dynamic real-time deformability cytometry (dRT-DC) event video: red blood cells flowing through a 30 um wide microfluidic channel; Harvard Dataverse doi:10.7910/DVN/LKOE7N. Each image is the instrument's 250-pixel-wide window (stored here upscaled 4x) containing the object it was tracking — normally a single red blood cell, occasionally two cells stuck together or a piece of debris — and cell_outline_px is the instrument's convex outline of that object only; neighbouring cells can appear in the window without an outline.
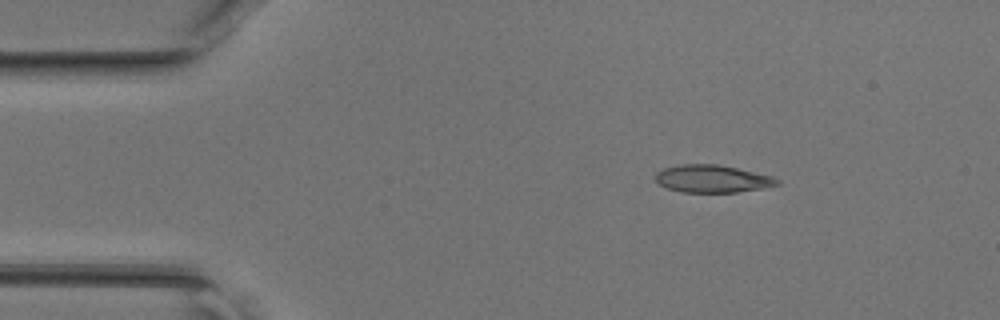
{"species": "common noctule bat (a hibernating species)", "species_latin": "Nyctalus noctula", "temperature_condition": "room temperature", "stored_images_in_passage": 40, "camera_frame_rate_fps": 3000, "um_per_image_px": 0.085, "animal": {"sex": "female", "body_mass_g": 17.0, "forearm_length_mm": 48.0}, "frame": {"image": 1, "passage_image": 1, "time_ms": 0.0, "image_size_px": [1000, 320], "cell_outline_px": [[780, 184], [764, 188], [736, 192], [680, 192], [668, 188], [660, 184], [656, 180], [656, 172], [664, 168], [680, 164], [716, 164], [736, 168], [772, 176], [780, 180]], "centroid_in_image_um": [60.55, 15.2], "position_along_channel_um": 24.4, "area_um2": 19.42}}
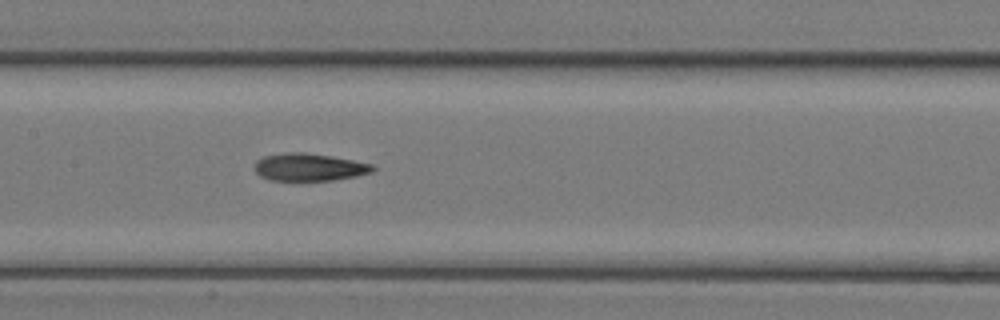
{"frame": {"image": 2, "passage_image": 16, "time_ms": 5.0, "image_size_px": [1000, 320], "cell_outline_px": [[376, 168], [372, 172], [356, 176], [332, 180], [268, 180], [260, 176], [256, 172], [256, 160], [264, 156], [284, 152], [304, 152], [332, 156], [372, 164]], "centroid_in_image_um": [26.28, 14.2], "position_along_channel_um": 181.1, "area_um2": 18.9}}
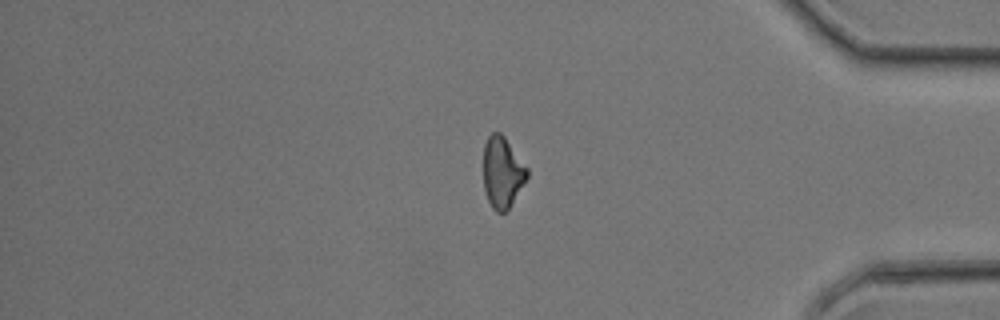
{"frame": {"image": 3, "passage_image": 32, "time_ms": 10.333, "image_size_px": [1000, 320], "cell_outline_px": [[528, 176], [508, 208], [504, 212], [496, 212], [492, 208], [488, 200], [484, 188], [484, 144], [488, 136], [492, 132], [500, 132], [504, 136], [528, 168]], "centroid_in_image_um": [42.69, 14.62], "position_along_channel_um": 392.5, "area_um2": 17.86}}